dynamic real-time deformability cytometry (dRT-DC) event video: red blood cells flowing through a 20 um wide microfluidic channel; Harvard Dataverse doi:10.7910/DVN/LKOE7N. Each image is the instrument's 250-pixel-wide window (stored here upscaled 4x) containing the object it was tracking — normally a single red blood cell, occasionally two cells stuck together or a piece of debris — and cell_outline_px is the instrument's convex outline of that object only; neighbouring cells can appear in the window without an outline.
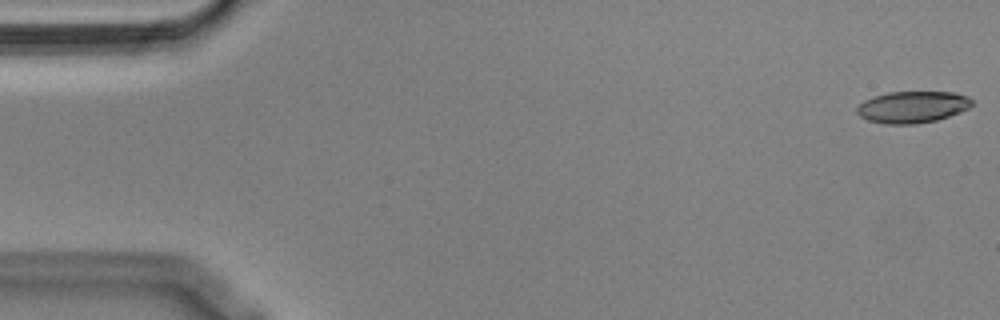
{"species": "Egyptian fruit bat (a non-hibernating species)", "species_latin": "Rousettus aegyptiacus", "temperature_condition": "cold", "stored_images_in_passage": 55, "camera_frame_rate_fps": 3000, "um_per_image_px": 0.085, "animal": {"sex": "male"}, "frame": {"image": 1, "passage_image": 1, "time_ms": 0.0, "image_size_px": [1000, 320], "cell_outline_px": [[972, 104], [968, 108], [960, 112], [936, 120], [912, 124], [888, 124], [868, 120], [860, 116], [856, 112], [856, 108], [864, 100], [872, 96], [888, 92], [956, 92], [968, 96], [972, 100]], "centroid_in_image_um": [77.55, 9.08], "position_along_channel_um": 7.5, "area_um2": 21.21}}
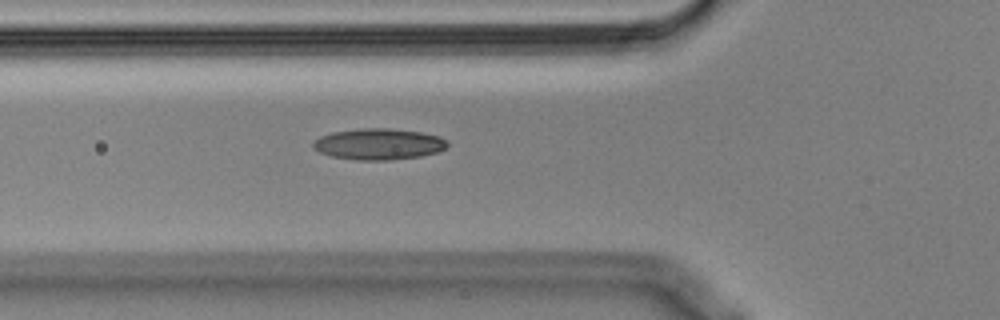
{"frame": {"image": 2, "passage_image": 19, "time_ms": 6.0, "image_size_px": [1000, 320], "cell_outline_px": [[448, 144], [444, 148], [436, 152], [420, 156], [388, 160], [356, 160], [332, 156], [320, 152], [312, 148], [312, 144], [320, 136], [332, 132], [360, 128], [388, 128], [420, 132], [440, 136]], "centroid_in_image_um": [32.15, 12.24], "position_along_channel_um": 93.7, "area_um2": 24.22}}
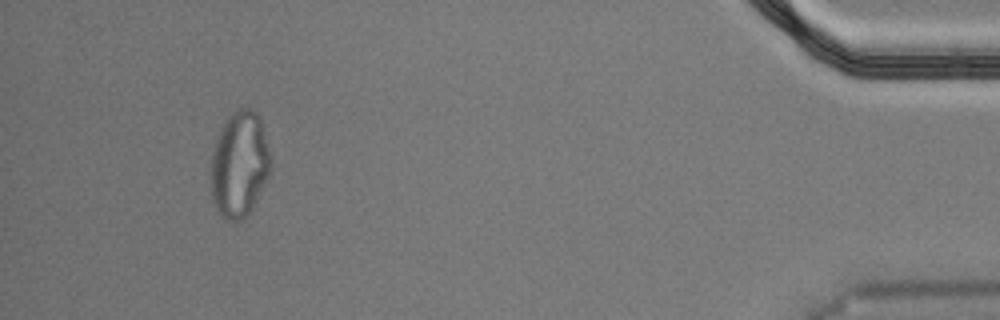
{"frame": {"image": 3, "passage_image": 51, "time_ms": 16.667, "image_size_px": [1000, 320], "cell_outline_px": [[272, 168], [252, 208], [240, 220], [224, 220], [216, 208], [212, 200], [212, 148], [216, 136], [224, 120], [236, 108], [256, 108], [260, 120], [272, 160]], "centroid_in_image_um": [20.35, 13.92], "position_along_channel_um": 414.9, "area_um2": 36.99}, "authors_computed_cell_mechanics": {"area_um2": 23.0044, "velocity_mm_per_s": 3.6396, "shape_relaxation_time_tau1_ms": null, "shape_relaxation_time_tau2_ms": 4.8127, "deformation_change_tau1": null, "deformation_change_tau2": 0.1179}}